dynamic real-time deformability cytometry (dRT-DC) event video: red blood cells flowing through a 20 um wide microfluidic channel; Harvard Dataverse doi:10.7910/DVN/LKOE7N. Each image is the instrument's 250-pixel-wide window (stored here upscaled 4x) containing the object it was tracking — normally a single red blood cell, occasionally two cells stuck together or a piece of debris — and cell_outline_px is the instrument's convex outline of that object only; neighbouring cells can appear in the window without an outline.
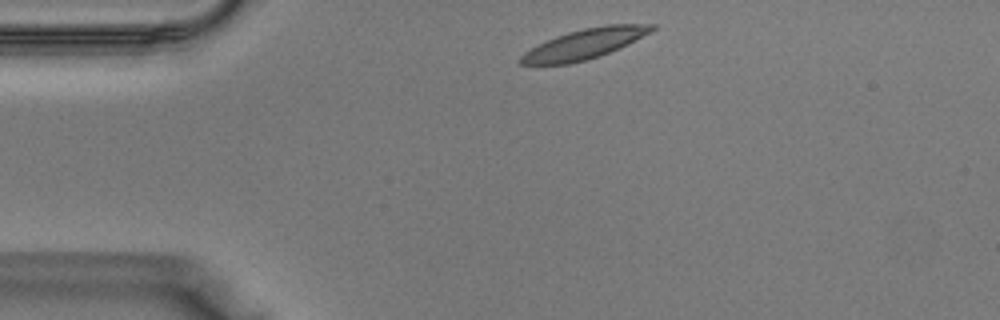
{"species": "Egyptian fruit bat (a non-hibernating species)", "species_latin": "Rousettus aegyptiacus", "temperature_condition": "warm", "stored_images_in_passage": 32, "camera_frame_rate_fps": 3000, "um_per_image_px": 0.085, "animal": {"sex": "male"}, "frame": {"image": 1, "passage_image": 1, "time_ms": 0.0, "image_size_px": [1000, 320], "cell_outline_px": [[656, 28], [652, 32], [628, 44], [600, 56], [588, 60], [568, 64], [520, 64], [520, 56], [524, 52], [556, 36], [568, 32], [584, 28], [604, 24], [656, 24]], "centroid_in_image_um": [49.74, 3.72], "position_along_channel_um": 35.3, "area_um2": 22.83}}
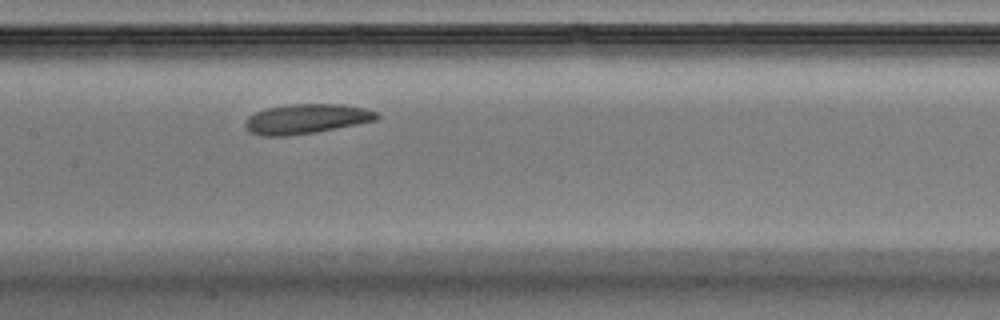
{"frame": {"image": 2, "passage_image": 12, "time_ms": 3.667, "image_size_px": [1000, 320], "cell_outline_px": [[380, 116], [376, 120], [316, 132], [288, 136], [260, 136], [252, 132], [244, 124], [248, 116], [256, 112], [268, 108], [288, 104], [340, 104], [364, 108], [376, 112]], "centroid_in_image_um": [26.03, 10.1], "position_along_channel_um": 181.4, "area_um2": 22.6}}
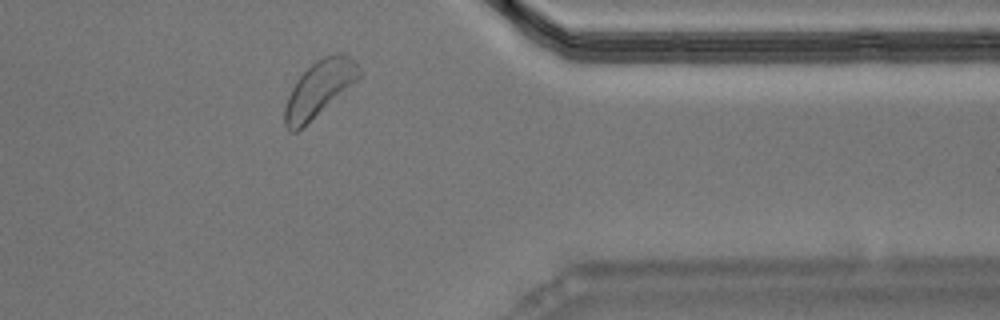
{"frame": {"image": 3, "passage_image": 25, "time_ms": 8.0, "image_size_px": [1000, 320], "cell_outline_px": [[364, 76], [360, 80], [296, 132], [288, 132], [284, 124], [284, 108], [288, 96], [296, 80], [316, 60], [324, 56], [336, 52], [344, 52], [356, 60], [364, 72]], "centroid_in_image_um": [27.21, 7.5], "position_along_channel_um": 384.2, "area_um2": 24.74}}